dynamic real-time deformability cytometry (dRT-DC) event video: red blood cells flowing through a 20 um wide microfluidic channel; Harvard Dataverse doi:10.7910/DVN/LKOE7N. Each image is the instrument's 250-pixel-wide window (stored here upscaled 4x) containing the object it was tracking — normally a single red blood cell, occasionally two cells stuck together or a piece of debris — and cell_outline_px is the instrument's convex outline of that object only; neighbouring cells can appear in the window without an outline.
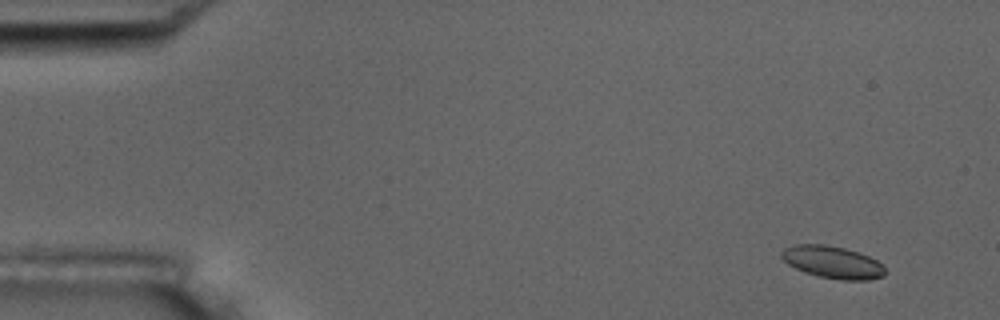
{"species": "common noctule bat (a hibernating species)", "species_latin": "Nyctalus noctula", "temperature_condition": "room temperature", "stored_images_in_passage": 3, "segment_of_instrument_passage": [2, 2], "camera_frame_rate_fps": 3000, "um_per_image_px": 0.085, "animal": {"sex": "male", "body_mass_g": 17.5, "forearm_length_mm": 52.3}, "frame": {"image": 1, "passage_image": 3, "time_ms": 3.0, "image_size_px": [1000, 320], "cell_outline_px": [[884, 276], [868, 280], [840, 280], [816, 276], [804, 272], [788, 264], [780, 256], [780, 252], [784, 248], [792, 244], [824, 244], [844, 248], [868, 256], [876, 260], [884, 268]], "centroid_in_image_um": [70.71, 22.28], "position_along_channel_um": 14.3, "area_um2": 19.48}}